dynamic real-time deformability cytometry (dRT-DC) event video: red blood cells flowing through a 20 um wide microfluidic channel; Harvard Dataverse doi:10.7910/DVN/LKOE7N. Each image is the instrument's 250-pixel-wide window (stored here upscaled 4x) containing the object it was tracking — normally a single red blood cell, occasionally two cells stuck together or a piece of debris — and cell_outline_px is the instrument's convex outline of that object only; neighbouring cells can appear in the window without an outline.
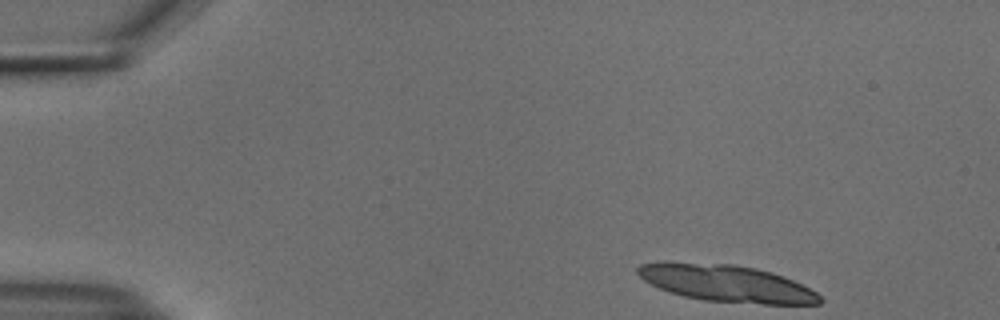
{"species": "common noctule bat (a hibernating species)", "species_latin": "Nyctalus noctula", "temperature_condition": "cold", "stored_images_in_passage": 10, "camera_frame_rate_fps": 3000, "um_per_image_px": 0.085, "animal": {"sex": "male", "body_mass_g": 18.8}, "frame": {"image": 1, "passage_image": 1, "time_ms": 0.0, "image_size_px": [1000, 320], "cell_outline_px": [[824, 300], [820, 304], [764, 304], [704, 300], [684, 296], [668, 292], [644, 280], [636, 272], [636, 268], [640, 264], [732, 264], [756, 268], [772, 272], [784, 276], [816, 292]], "centroid_in_image_um": [61.85, 24.12], "position_along_channel_um": 23.2, "area_um2": 38.21}}